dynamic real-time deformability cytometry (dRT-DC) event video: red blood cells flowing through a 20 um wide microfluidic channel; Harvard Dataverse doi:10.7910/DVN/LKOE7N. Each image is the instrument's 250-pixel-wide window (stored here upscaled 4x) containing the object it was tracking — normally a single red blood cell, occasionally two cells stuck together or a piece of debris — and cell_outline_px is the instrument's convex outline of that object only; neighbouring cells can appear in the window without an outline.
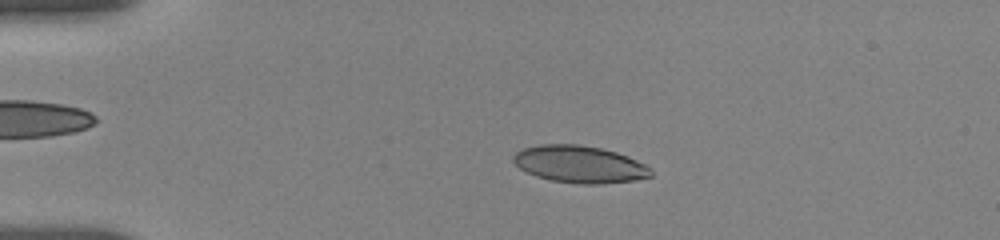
{"species": "human", "species_latin": "Homo sapiens", "temperature_condition": "room temperature", "stored_images_in_passage": 50, "camera_frame_rate_fps": 3000, "um_per_image_px": 0.085, "donor": {"sex": "female"}, "frame": {"image": 1, "passage_image": 12, "time_ms": 3.667, "image_size_px": [1000, 240], "cell_outline_px": [[652, 176], [636, 180], [600, 184], [580, 184], [548, 180], [536, 176], [520, 168], [512, 160], [512, 156], [516, 152], [524, 148], [540, 144], [580, 144], [600, 148], [616, 152], [628, 156], [652, 168]], "centroid_in_image_um": [49.27, 13.96], "position_along_channel_um": 35.7, "area_um2": 29.88}}
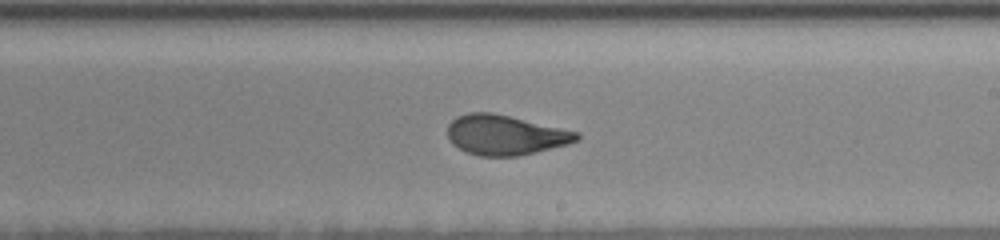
{"frame": {"image": 2, "passage_image": 31, "time_ms": 10.667, "image_size_px": [1000, 240], "cell_outline_px": [[580, 140], [568, 144], [536, 152], [516, 156], [480, 156], [464, 152], [452, 144], [448, 136], [448, 124], [456, 116], [468, 112], [492, 112], [580, 132]], "centroid_in_image_um": [42.94, 11.47], "position_along_channel_um": 246.1, "area_um2": 30.23}}
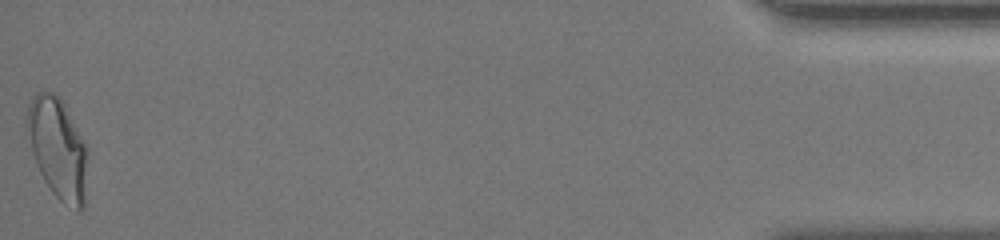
{"frame": {"image": 3, "passage_image": 50, "time_ms": 18.0, "image_size_px": [1000, 240], "cell_outline_px": [[88, 152], [84, 208], [76, 212], [64, 204], [52, 192], [44, 180], [36, 164], [32, 152], [24, 124], [24, 120], [28, 104], [32, 96], [36, 92], [52, 92], [60, 96], [88, 148]], "centroid_in_image_um": [4.9, 12.6], "position_along_channel_um": 430.3, "area_um2": 36.18}, "authors_computed_cell_mechanics": {"area_um2": 30.345, "velocity_mm_per_s": 3.676, "shape_relaxation_time_tau1_ms": 4.6183, "shape_relaxation_time_tau2_ms": 0.9443, "deformation_change_tau1": 0.1715, "deformation_change_tau2": 0.0707}}